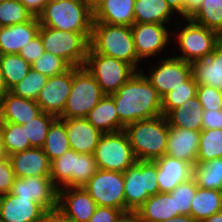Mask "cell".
I'll list each match as a JSON object with an SVG mask.
<instances>
[{
	"label": "cell",
	"mask_w": 222,
	"mask_h": 222,
	"mask_svg": "<svg viewBox=\"0 0 222 222\" xmlns=\"http://www.w3.org/2000/svg\"><path fill=\"white\" fill-rule=\"evenodd\" d=\"M201 131L169 126L165 155L196 164Z\"/></svg>",
	"instance_id": "cell-19"
},
{
	"label": "cell",
	"mask_w": 222,
	"mask_h": 222,
	"mask_svg": "<svg viewBox=\"0 0 222 222\" xmlns=\"http://www.w3.org/2000/svg\"><path fill=\"white\" fill-rule=\"evenodd\" d=\"M45 52L62 58L70 67L85 65L91 32H68L40 26Z\"/></svg>",
	"instance_id": "cell-5"
},
{
	"label": "cell",
	"mask_w": 222,
	"mask_h": 222,
	"mask_svg": "<svg viewBox=\"0 0 222 222\" xmlns=\"http://www.w3.org/2000/svg\"><path fill=\"white\" fill-rule=\"evenodd\" d=\"M10 193L20 198L33 199L45 209L58 206V188L49 176L16 177Z\"/></svg>",
	"instance_id": "cell-15"
},
{
	"label": "cell",
	"mask_w": 222,
	"mask_h": 222,
	"mask_svg": "<svg viewBox=\"0 0 222 222\" xmlns=\"http://www.w3.org/2000/svg\"><path fill=\"white\" fill-rule=\"evenodd\" d=\"M135 0H103L93 10V23L131 27L134 24Z\"/></svg>",
	"instance_id": "cell-24"
},
{
	"label": "cell",
	"mask_w": 222,
	"mask_h": 222,
	"mask_svg": "<svg viewBox=\"0 0 222 222\" xmlns=\"http://www.w3.org/2000/svg\"><path fill=\"white\" fill-rule=\"evenodd\" d=\"M136 212L141 222H162L179 216V211H176L175 197L169 193L150 196Z\"/></svg>",
	"instance_id": "cell-26"
},
{
	"label": "cell",
	"mask_w": 222,
	"mask_h": 222,
	"mask_svg": "<svg viewBox=\"0 0 222 222\" xmlns=\"http://www.w3.org/2000/svg\"><path fill=\"white\" fill-rule=\"evenodd\" d=\"M73 74L74 67H70L64 73L48 78L36 99L43 112L56 117L62 114L71 91Z\"/></svg>",
	"instance_id": "cell-14"
},
{
	"label": "cell",
	"mask_w": 222,
	"mask_h": 222,
	"mask_svg": "<svg viewBox=\"0 0 222 222\" xmlns=\"http://www.w3.org/2000/svg\"><path fill=\"white\" fill-rule=\"evenodd\" d=\"M58 207L71 222H88L97 204L84 187L58 189Z\"/></svg>",
	"instance_id": "cell-16"
},
{
	"label": "cell",
	"mask_w": 222,
	"mask_h": 222,
	"mask_svg": "<svg viewBox=\"0 0 222 222\" xmlns=\"http://www.w3.org/2000/svg\"><path fill=\"white\" fill-rule=\"evenodd\" d=\"M97 206L120 209L125 212L124 175L99 169L83 186Z\"/></svg>",
	"instance_id": "cell-11"
},
{
	"label": "cell",
	"mask_w": 222,
	"mask_h": 222,
	"mask_svg": "<svg viewBox=\"0 0 222 222\" xmlns=\"http://www.w3.org/2000/svg\"><path fill=\"white\" fill-rule=\"evenodd\" d=\"M203 0H184V10L179 14L183 19L191 18L201 7Z\"/></svg>",
	"instance_id": "cell-51"
},
{
	"label": "cell",
	"mask_w": 222,
	"mask_h": 222,
	"mask_svg": "<svg viewBox=\"0 0 222 222\" xmlns=\"http://www.w3.org/2000/svg\"><path fill=\"white\" fill-rule=\"evenodd\" d=\"M97 170L94 154H82L75 151L73 187H83Z\"/></svg>",
	"instance_id": "cell-42"
},
{
	"label": "cell",
	"mask_w": 222,
	"mask_h": 222,
	"mask_svg": "<svg viewBox=\"0 0 222 222\" xmlns=\"http://www.w3.org/2000/svg\"><path fill=\"white\" fill-rule=\"evenodd\" d=\"M203 112V107L196 95L172 109L166 118L170 127L201 131Z\"/></svg>",
	"instance_id": "cell-27"
},
{
	"label": "cell",
	"mask_w": 222,
	"mask_h": 222,
	"mask_svg": "<svg viewBox=\"0 0 222 222\" xmlns=\"http://www.w3.org/2000/svg\"><path fill=\"white\" fill-rule=\"evenodd\" d=\"M40 24L37 17L28 22L12 26L0 27V52L4 54H18L39 33Z\"/></svg>",
	"instance_id": "cell-23"
},
{
	"label": "cell",
	"mask_w": 222,
	"mask_h": 222,
	"mask_svg": "<svg viewBox=\"0 0 222 222\" xmlns=\"http://www.w3.org/2000/svg\"><path fill=\"white\" fill-rule=\"evenodd\" d=\"M192 75L198 85H207L222 91V40L207 57L195 61Z\"/></svg>",
	"instance_id": "cell-25"
},
{
	"label": "cell",
	"mask_w": 222,
	"mask_h": 222,
	"mask_svg": "<svg viewBox=\"0 0 222 222\" xmlns=\"http://www.w3.org/2000/svg\"><path fill=\"white\" fill-rule=\"evenodd\" d=\"M94 158L99 169L115 172H124L137 162L124 130L102 134Z\"/></svg>",
	"instance_id": "cell-10"
},
{
	"label": "cell",
	"mask_w": 222,
	"mask_h": 222,
	"mask_svg": "<svg viewBox=\"0 0 222 222\" xmlns=\"http://www.w3.org/2000/svg\"><path fill=\"white\" fill-rule=\"evenodd\" d=\"M197 97L203 110L222 109V91L207 85H198Z\"/></svg>",
	"instance_id": "cell-45"
},
{
	"label": "cell",
	"mask_w": 222,
	"mask_h": 222,
	"mask_svg": "<svg viewBox=\"0 0 222 222\" xmlns=\"http://www.w3.org/2000/svg\"><path fill=\"white\" fill-rule=\"evenodd\" d=\"M104 95L96 79L85 66L74 67L71 91L58 118H86Z\"/></svg>",
	"instance_id": "cell-7"
},
{
	"label": "cell",
	"mask_w": 222,
	"mask_h": 222,
	"mask_svg": "<svg viewBox=\"0 0 222 222\" xmlns=\"http://www.w3.org/2000/svg\"><path fill=\"white\" fill-rule=\"evenodd\" d=\"M37 18L41 26L68 32H92L94 22L84 0H48Z\"/></svg>",
	"instance_id": "cell-4"
},
{
	"label": "cell",
	"mask_w": 222,
	"mask_h": 222,
	"mask_svg": "<svg viewBox=\"0 0 222 222\" xmlns=\"http://www.w3.org/2000/svg\"><path fill=\"white\" fill-rule=\"evenodd\" d=\"M35 17L43 11L48 0H19Z\"/></svg>",
	"instance_id": "cell-52"
},
{
	"label": "cell",
	"mask_w": 222,
	"mask_h": 222,
	"mask_svg": "<svg viewBox=\"0 0 222 222\" xmlns=\"http://www.w3.org/2000/svg\"><path fill=\"white\" fill-rule=\"evenodd\" d=\"M8 157L9 156H8V153L6 152V149L3 143L2 132L0 129V161L7 159Z\"/></svg>",
	"instance_id": "cell-57"
},
{
	"label": "cell",
	"mask_w": 222,
	"mask_h": 222,
	"mask_svg": "<svg viewBox=\"0 0 222 222\" xmlns=\"http://www.w3.org/2000/svg\"><path fill=\"white\" fill-rule=\"evenodd\" d=\"M89 48L132 65L138 71L140 59L136 54L131 27L107 23H93Z\"/></svg>",
	"instance_id": "cell-2"
},
{
	"label": "cell",
	"mask_w": 222,
	"mask_h": 222,
	"mask_svg": "<svg viewBox=\"0 0 222 222\" xmlns=\"http://www.w3.org/2000/svg\"><path fill=\"white\" fill-rule=\"evenodd\" d=\"M197 187L195 180L190 178L169 192L172 197H175L176 211H179V215H190L191 203Z\"/></svg>",
	"instance_id": "cell-43"
},
{
	"label": "cell",
	"mask_w": 222,
	"mask_h": 222,
	"mask_svg": "<svg viewBox=\"0 0 222 222\" xmlns=\"http://www.w3.org/2000/svg\"><path fill=\"white\" fill-rule=\"evenodd\" d=\"M15 179L9 157L0 161V195L10 193Z\"/></svg>",
	"instance_id": "cell-47"
},
{
	"label": "cell",
	"mask_w": 222,
	"mask_h": 222,
	"mask_svg": "<svg viewBox=\"0 0 222 222\" xmlns=\"http://www.w3.org/2000/svg\"><path fill=\"white\" fill-rule=\"evenodd\" d=\"M153 161L157 165L159 193L172 192L180 183L192 178V165L184 160L163 155Z\"/></svg>",
	"instance_id": "cell-18"
},
{
	"label": "cell",
	"mask_w": 222,
	"mask_h": 222,
	"mask_svg": "<svg viewBox=\"0 0 222 222\" xmlns=\"http://www.w3.org/2000/svg\"><path fill=\"white\" fill-rule=\"evenodd\" d=\"M41 112L36 100L18 97L9 91L0 99V122L23 125Z\"/></svg>",
	"instance_id": "cell-22"
},
{
	"label": "cell",
	"mask_w": 222,
	"mask_h": 222,
	"mask_svg": "<svg viewBox=\"0 0 222 222\" xmlns=\"http://www.w3.org/2000/svg\"><path fill=\"white\" fill-rule=\"evenodd\" d=\"M140 68L115 93L110 94L120 121L127 124L162 115V97Z\"/></svg>",
	"instance_id": "cell-1"
},
{
	"label": "cell",
	"mask_w": 222,
	"mask_h": 222,
	"mask_svg": "<svg viewBox=\"0 0 222 222\" xmlns=\"http://www.w3.org/2000/svg\"><path fill=\"white\" fill-rule=\"evenodd\" d=\"M33 17L19 0H0V27L28 22Z\"/></svg>",
	"instance_id": "cell-41"
},
{
	"label": "cell",
	"mask_w": 222,
	"mask_h": 222,
	"mask_svg": "<svg viewBox=\"0 0 222 222\" xmlns=\"http://www.w3.org/2000/svg\"><path fill=\"white\" fill-rule=\"evenodd\" d=\"M48 78L31 68L28 74L14 85L9 92L18 97L36 100L41 89L46 85Z\"/></svg>",
	"instance_id": "cell-40"
},
{
	"label": "cell",
	"mask_w": 222,
	"mask_h": 222,
	"mask_svg": "<svg viewBox=\"0 0 222 222\" xmlns=\"http://www.w3.org/2000/svg\"><path fill=\"white\" fill-rule=\"evenodd\" d=\"M31 68L47 77H51L64 73L70 66L62 58L50 52H44L42 57L31 64Z\"/></svg>",
	"instance_id": "cell-44"
},
{
	"label": "cell",
	"mask_w": 222,
	"mask_h": 222,
	"mask_svg": "<svg viewBox=\"0 0 222 222\" xmlns=\"http://www.w3.org/2000/svg\"><path fill=\"white\" fill-rule=\"evenodd\" d=\"M17 178L50 176V160L42 148H29L9 156Z\"/></svg>",
	"instance_id": "cell-20"
},
{
	"label": "cell",
	"mask_w": 222,
	"mask_h": 222,
	"mask_svg": "<svg viewBox=\"0 0 222 222\" xmlns=\"http://www.w3.org/2000/svg\"><path fill=\"white\" fill-rule=\"evenodd\" d=\"M0 63L8 91L20 82L31 69V64L16 53L1 55Z\"/></svg>",
	"instance_id": "cell-34"
},
{
	"label": "cell",
	"mask_w": 222,
	"mask_h": 222,
	"mask_svg": "<svg viewBox=\"0 0 222 222\" xmlns=\"http://www.w3.org/2000/svg\"><path fill=\"white\" fill-rule=\"evenodd\" d=\"M86 4L94 10L103 0H84Z\"/></svg>",
	"instance_id": "cell-59"
},
{
	"label": "cell",
	"mask_w": 222,
	"mask_h": 222,
	"mask_svg": "<svg viewBox=\"0 0 222 222\" xmlns=\"http://www.w3.org/2000/svg\"><path fill=\"white\" fill-rule=\"evenodd\" d=\"M202 117V130L222 129V109L204 110Z\"/></svg>",
	"instance_id": "cell-49"
},
{
	"label": "cell",
	"mask_w": 222,
	"mask_h": 222,
	"mask_svg": "<svg viewBox=\"0 0 222 222\" xmlns=\"http://www.w3.org/2000/svg\"><path fill=\"white\" fill-rule=\"evenodd\" d=\"M3 143L8 156L32 148L26 139L24 126L10 122H0Z\"/></svg>",
	"instance_id": "cell-37"
},
{
	"label": "cell",
	"mask_w": 222,
	"mask_h": 222,
	"mask_svg": "<svg viewBox=\"0 0 222 222\" xmlns=\"http://www.w3.org/2000/svg\"><path fill=\"white\" fill-rule=\"evenodd\" d=\"M150 68L149 75L142 73L161 97L181 86L192 76V65L175 56L163 58L157 67L150 66Z\"/></svg>",
	"instance_id": "cell-12"
},
{
	"label": "cell",
	"mask_w": 222,
	"mask_h": 222,
	"mask_svg": "<svg viewBox=\"0 0 222 222\" xmlns=\"http://www.w3.org/2000/svg\"><path fill=\"white\" fill-rule=\"evenodd\" d=\"M162 222H197L191 215H179Z\"/></svg>",
	"instance_id": "cell-55"
},
{
	"label": "cell",
	"mask_w": 222,
	"mask_h": 222,
	"mask_svg": "<svg viewBox=\"0 0 222 222\" xmlns=\"http://www.w3.org/2000/svg\"><path fill=\"white\" fill-rule=\"evenodd\" d=\"M203 222H222V211L216 214H213L212 216L208 217Z\"/></svg>",
	"instance_id": "cell-58"
},
{
	"label": "cell",
	"mask_w": 222,
	"mask_h": 222,
	"mask_svg": "<svg viewBox=\"0 0 222 222\" xmlns=\"http://www.w3.org/2000/svg\"><path fill=\"white\" fill-rule=\"evenodd\" d=\"M70 149L77 153L94 154L103 133L86 118L65 119Z\"/></svg>",
	"instance_id": "cell-21"
},
{
	"label": "cell",
	"mask_w": 222,
	"mask_h": 222,
	"mask_svg": "<svg viewBox=\"0 0 222 222\" xmlns=\"http://www.w3.org/2000/svg\"><path fill=\"white\" fill-rule=\"evenodd\" d=\"M124 131L137 160L153 161L165 155L169 133L166 116L127 124Z\"/></svg>",
	"instance_id": "cell-3"
},
{
	"label": "cell",
	"mask_w": 222,
	"mask_h": 222,
	"mask_svg": "<svg viewBox=\"0 0 222 222\" xmlns=\"http://www.w3.org/2000/svg\"><path fill=\"white\" fill-rule=\"evenodd\" d=\"M6 92H8V89L5 86V80L3 77L2 67H1V63H0V99Z\"/></svg>",
	"instance_id": "cell-56"
},
{
	"label": "cell",
	"mask_w": 222,
	"mask_h": 222,
	"mask_svg": "<svg viewBox=\"0 0 222 222\" xmlns=\"http://www.w3.org/2000/svg\"><path fill=\"white\" fill-rule=\"evenodd\" d=\"M36 222H71L65 213L58 207L46 209Z\"/></svg>",
	"instance_id": "cell-50"
},
{
	"label": "cell",
	"mask_w": 222,
	"mask_h": 222,
	"mask_svg": "<svg viewBox=\"0 0 222 222\" xmlns=\"http://www.w3.org/2000/svg\"><path fill=\"white\" fill-rule=\"evenodd\" d=\"M136 54L140 60L158 56L172 41L171 32L164 24L134 23L131 26ZM170 32V33H169Z\"/></svg>",
	"instance_id": "cell-13"
},
{
	"label": "cell",
	"mask_w": 222,
	"mask_h": 222,
	"mask_svg": "<svg viewBox=\"0 0 222 222\" xmlns=\"http://www.w3.org/2000/svg\"><path fill=\"white\" fill-rule=\"evenodd\" d=\"M45 210L33 199L11 193L0 195V220L3 222H36Z\"/></svg>",
	"instance_id": "cell-17"
},
{
	"label": "cell",
	"mask_w": 222,
	"mask_h": 222,
	"mask_svg": "<svg viewBox=\"0 0 222 222\" xmlns=\"http://www.w3.org/2000/svg\"><path fill=\"white\" fill-rule=\"evenodd\" d=\"M192 178L199 188L222 191V158L192 166Z\"/></svg>",
	"instance_id": "cell-31"
},
{
	"label": "cell",
	"mask_w": 222,
	"mask_h": 222,
	"mask_svg": "<svg viewBox=\"0 0 222 222\" xmlns=\"http://www.w3.org/2000/svg\"><path fill=\"white\" fill-rule=\"evenodd\" d=\"M178 15L184 10V0H165Z\"/></svg>",
	"instance_id": "cell-54"
},
{
	"label": "cell",
	"mask_w": 222,
	"mask_h": 222,
	"mask_svg": "<svg viewBox=\"0 0 222 222\" xmlns=\"http://www.w3.org/2000/svg\"><path fill=\"white\" fill-rule=\"evenodd\" d=\"M93 75L105 95L115 93L137 70L113 57L94 53L90 48L84 65Z\"/></svg>",
	"instance_id": "cell-9"
},
{
	"label": "cell",
	"mask_w": 222,
	"mask_h": 222,
	"mask_svg": "<svg viewBox=\"0 0 222 222\" xmlns=\"http://www.w3.org/2000/svg\"><path fill=\"white\" fill-rule=\"evenodd\" d=\"M125 212L136 211L150 196L159 193L157 165L150 160H137L124 172Z\"/></svg>",
	"instance_id": "cell-6"
},
{
	"label": "cell",
	"mask_w": 222,
	"mask_h": 222,
	"mask_svg": "<svg viewBox=\"0 0 222 222\" xmlns=\"http://www.w3.org/2000/svg\"><path fill=\"white\" fill-rule=\"evenodd\" d=\"M222 158V129L201 130L196 163Z\"/></svg>",
	"instance_id": "cell-36"
},
{
	"label": "cell",
	"mask_w": 222,
	"mask_h": 222,
	"mask_svg": "<svg viewBox=\"0 0 222 222\" xmlns=\"http://www.w3.org/2000/svg\"><path fill=\"white\" fill-rule=\"evenodd\" d=\"M222 211V191L197 187L191 203L190 215L203 222L213 214Z\"/></svg>",
	"instance_id": "cell-30"
},
{
	"label": "cell",
	"mask_w": 222,
	"mask_h": 222,
	"mask_svg": "<svg viewBox=\"0 0 222 222\" xmlns=\"http://www.w3.org/2000/svg\"><path fill=\"white\" fill-rule=\"evenodd\" d=\"M50 178L58 188L73 187L75 151L69 149L62 156L51 161Z\"/></svg>",
	"instance_id": "cell-33"
},
{
	"label": "cell",
	"mask_w": 222,
	"mask_h": 222,
	"mask_svg": "<svg viewBox=\"0 0 222 222\" xmlns=\"http://www.w3.org/2000/svg\"><path fill=\"white\" fill-rule=\"evenodd\" d=\"M122 213V210L113 207L97 206L88 222H116Z\"/></svg>",
	"instance_id": "cell-48"
},
{
	"label": "cell",
	"mask_w": 222,
	"mask_h": 222,
	"mask_svg": "<svg viewBox=\"0 0 222 222\" xmlns=\"http://www.w3.org/2000/svg\"><path fill=\"white\" fill-rule=\"evenodd\" d=\"M174 13L165 0H135L134 3V23L167 25Z\"/></svg>",
	"instance_id": "cell-29"
},
{
	"label": "cell",
	"mask_w": 222,
	"mask_h": 222,
	"mask_svg": "<svg viewBox=\"0 0 222 222\" xmlns=\"http://www.w3.org/2000/svg\"><path fill=\"white\" fill-rule=\"evenodd\" d=\"M197 87L193 75L177 88L162 97V115L166 116L172 109L182 105L188 99L197 95Z\"/></svg>",
	"instance_id": "cell-39"
},
{
	"label": "cell",
	"mask_w": 222,
	"mask_h": 222,
	"mask_svg": "<svg viewBox=\"0 0 222 222\" xmlns=\"http://www.w3.org/2000/svg\"><path fill=\"white\" fill-rule=\"evenodd\" d=\"M56 118V116L42 111L37 117L22 125L31 147H43L49 127Z\"/></svg>",
	"instance_id": "cell-38"
},
{
	"label": "cell",
	"mask_w": 222,
	"mask_h": 222,
	"mask_svg": "<svg viewBox=\"0 0 222 222\" xmlns=\"http://www.w3.org/2000/svg\"><path fill=\"white\" fill-rule=\"evenodd\" d=\"M45 52L42 39L38 34L35 36L30 42L21 48L18 53L21 57H23L28 63L32 64L36 59L42 57Z\"/></svg>",
	"instance_id": "cell-46"
},
{
	"label": "cell",
	"mask_w": 222,
	"mask_h": 222,
	"mask_svg": "<svg viewBox=\"0 0 222 222\" xmlns=\"http://www.w3.org/2000/svg\"><path fill=\"white\" fill-rule=\"evenodd\" d=\"M186 24L181 31L175 33V41L179 46L182 54L176 56L187 63H194L195 61L203 58H207L215 49L217 44L222 40V36L212 30L208 29L200 24H197L190 18L185 19Z\"/></svg>",
	"instance_id": "cell-8"
},
{
	"label": "cell",
	"mask_w": 222,
	"mask_h": 222,
	"mask_svg": "<svg viewBox=\"0 0 222 222\" xmlns=\"http://www.w3.org/2000/svg\"><path fill=\"white\" fill-rule=\"evenodd\" d=\"M116 105L110 95H104L100 102L88 113L86 119L101 133L122 131L125 125L115 112Z\"/></svg>",
	"instance_id": "cell-28"
},
{
	"label": "cell",
	"mask_w": 222,
	"mask_h": 222,
	"mask_svg": "<svg viewBox=\"0 0 222 222\" xmlns=\"http://www.w3.org/2000/svg\"><path fill=\"white\" fill-rule=\"evenodd\" d=\"M116 222H141L136 211L123 212Z\"/></svg>",
	"instance_id": "cell-53"
},
{
	"label": "cell",
	"mask_w": 222,
	"mask_h": 222,
	"mask_svg": "<svg viewBox=\"0 0 222 222\" xmlns=\"http://www.w3.org/2000/svg\"><path fill=\"white\" fill-rule=\"evenodd\" d=\"M190 19L222 36V0H203L199 10Z\"/></svg>",
	"instance_id": "cell-35"
},
{
	"label": "cell",
	"mask_w": 222,
	"mask_h": 222,
	"mask_svg": "<svg viewBox=\"0 0 222 222\" xmlns=\"http://www.w3.org/2000/svg\"><path fill=\"white\" fill-rule=\"evenodd\" d=\"M42 149L48 156L50 162L62 156L70 149L65 119H60L57 117L52 122Z\"/></svg>",
	"instance_id": "cell-32"
}]
</instances>
